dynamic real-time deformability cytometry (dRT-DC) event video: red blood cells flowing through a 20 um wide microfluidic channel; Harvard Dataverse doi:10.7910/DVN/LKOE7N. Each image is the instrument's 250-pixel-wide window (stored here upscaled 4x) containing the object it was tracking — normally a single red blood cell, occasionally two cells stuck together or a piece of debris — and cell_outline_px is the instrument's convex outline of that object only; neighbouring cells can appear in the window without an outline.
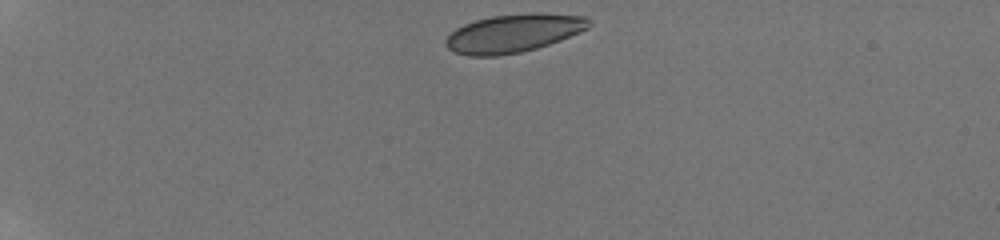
{"species": "human", "species_latin": "Homo sapiens", "temperature_condition": "room temperature", "stored_images_in_passage": 41, "camera_frame_rate_fps": 3000, "um_per_image_px": 0.085, "donor": {"sex": "male"}, "frame": {"image": 1, "passage_image": 1, "time_ms": 0.0, "image_size_px": [1000, 240], "cell_outline_px": [[592, 24], [588, 28], [580, 32], [560, 40], [536, 48], [520, 52], [496, 56], [468, 56], [456, 52], [448, 48], [444, 44], [444, 40], [456, 28], [464, 24], [476, 20], [492, 16], [532, 12], [536, 12], [588, 16], [592, 20]], "centroid_in_image_um": [43.68, 2.81], "position_along_channel_um": 41.3, "area_um2": 32.08}}
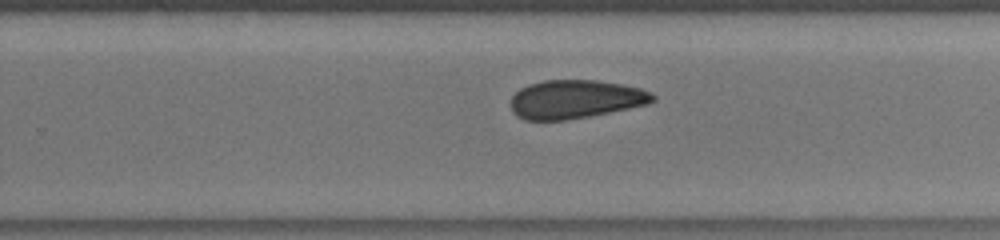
{"frame": {"image": 2, "passage_image": 25, "time_ms": 8.0, "image_size_px": [1000, 240], "cell_outline_px": [[656, 100], [648, 104], [568, 120], [524, 120], [516, 116], [512, 112], [512, 96], [520, 88], [528, 84], [544, 80], [596, 80], [620, 84], [640, 88], [652, 92], [656, 96]], "centroid_in_image_um": [48.9, 8.43], "position_along_channel_um": 280.9, "area_um2": 31.91}}
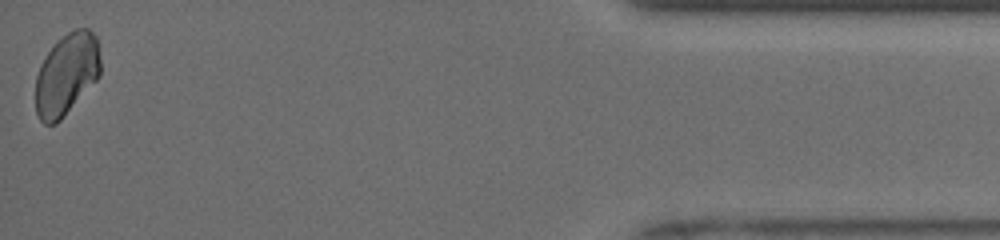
{"frame": {"image": 3, "passage_image": 41, "time_ms": 13.333, "image_size_px": [1000, 240], "cell_outline_px": [[100, 76], [60, 120], [56, 124], [44, 124], [40, 120], [36, 112], [36, 76], [40, 64], [48, 52], [68, 32], [76, 28], [88, 28], [96, 36], [100, 60]], "centroid_in_image_um": [5.66, 6.33], "position_along_channel_um": 429.5, "area_um2": 30.63}, "authors_computed_cell_mechanics": {"area_um2": 32.368, "velocity_mm_per_s": 3.9511, "shape_relaxation_time_tau1_ms": null, "shape_relaxation_time_tau2_ms": 3.1278, "deformation_change_tau1": null, "deformation_change_tau2": 0.0653}}